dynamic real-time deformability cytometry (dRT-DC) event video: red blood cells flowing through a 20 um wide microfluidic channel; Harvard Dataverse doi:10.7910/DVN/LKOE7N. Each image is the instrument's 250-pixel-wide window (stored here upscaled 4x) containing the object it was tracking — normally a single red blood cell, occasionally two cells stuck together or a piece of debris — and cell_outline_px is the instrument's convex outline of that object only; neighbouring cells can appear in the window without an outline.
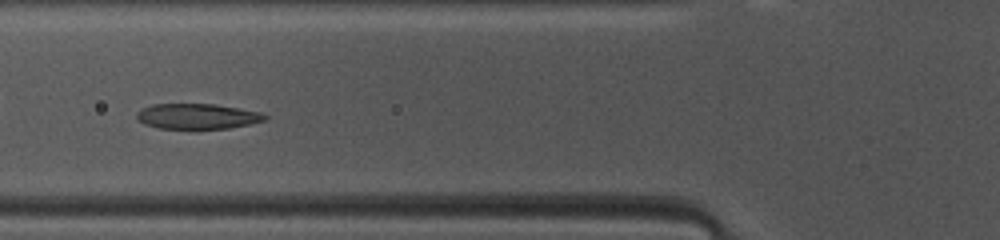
{"species": "common noctule bat (a hibernating species)", "species_latin": "Nyctalus noctula", "temperature_condition": "warm", "stored_images_in_passage": 35, "camera_frame_rate_fps": 3000, "um_per_image_px": 0.085, "animal": {"sex": "female", "body_mass_g": 10.0, "forearm_length_mm": 53.1}, "frame": {"image": 1, "passage_image": 6, "time_ms": 1.667, "image_size_px": [1000, 240], "cell_outline_px": [[268, 120], [228, 128], [156, 128], [144, 124], [136, 120], [136, 112], [152, 104], [216, 104], [260, 112], [268, 116]], "centroid_in_image_um": [16.75, 9.88], "position_along_channel_um": 109.0, "area_um2": 18.9}}
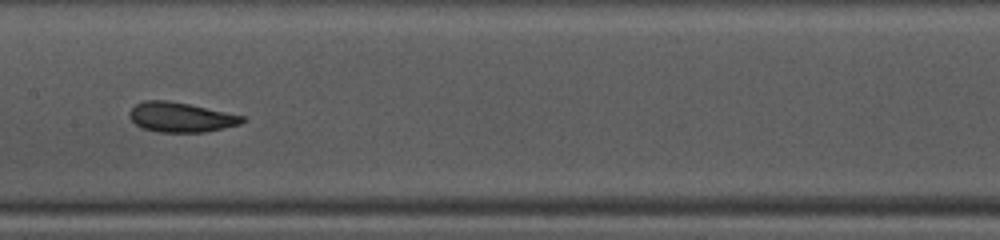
{"frame": {"image": 2, "passage_image": 12, "time_ms": 3.667, "image_size_px": [1000, 240], "cell_outline_px": [[248, 120], [240, 124], [204, 132], [156, 132], [140, 128], [128, 116], [128, 112], [136, 104], [144, 100], [168, 100], [248, 116]], "centroid_in_image_um": [15.39, 9.96], "position_along_channel_um": 192.0, "area_um2": 19.83}}
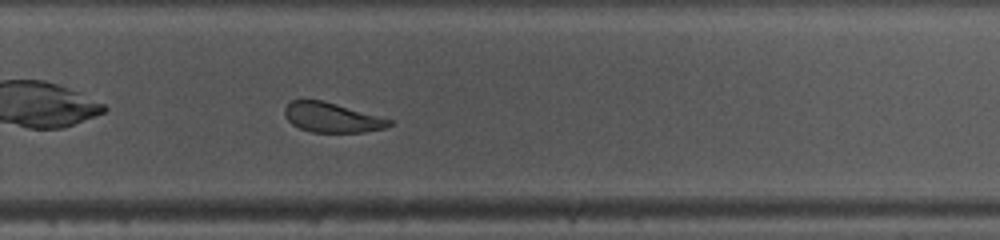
{"frame": {"image": 3, "passage_image": 20, "time_ms": 6.333, "image_size_px": [1000, 240], "cell_outline_px": [[392, 124], [384, 128], [364, 132], [312, 132], [300, 128], [292, 124], [284, 116], [284, 108], [292, 100], [320, 100], [336, 104], [392, 120]], "centroid_in_image_um": [28.18, 9.99], "position_along_channel_um": 301.6, "area_um2": 17.8}, "authors_computed_cell_mechanics": {"area_um2": 19.7676, "velocity_mm_per_s": 4.1299, "shape_relaxation_time_tau1_ms": 2.9156, "shape_relaxation_time_tau2_ms": 1.6447, "deformation_change_tau1": 0.1226, "deformation_change_tau2": 0.0811}}